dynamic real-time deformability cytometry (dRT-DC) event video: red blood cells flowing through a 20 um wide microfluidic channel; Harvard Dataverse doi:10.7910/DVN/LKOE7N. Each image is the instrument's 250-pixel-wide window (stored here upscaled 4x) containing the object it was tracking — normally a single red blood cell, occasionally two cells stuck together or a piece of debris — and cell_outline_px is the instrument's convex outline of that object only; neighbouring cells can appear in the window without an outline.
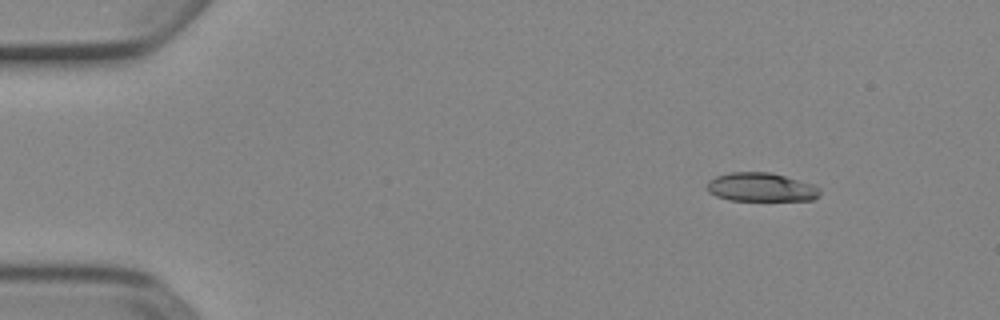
{"species": "Egyptian fruit bat (a non-hibernating species)", "species_latin": "Rousettus aegyptiacus", "temperature_condition": "cold", "stored_images_in_passage": 9, "camera_frame_rate_fps": 3000, "um_per_image_px": 0.085, "animal": {"sex": "female"}, "frame": {"image": 1, "passage_image": 1, "time_ms": 0.0, "image_size_px": [1000, 320], "cell_outline_px": [[820, 196], [812, 200], [728, 200], [716, 196], [708, 192], [704, 188], [708, 180], [716, 176], [732, 172], [772, 172], [812, 184], [820, 188]], "centroid_in_image_um": [64.65, 15.91], "position_along_channel_um": 20.3, "area_um2": 19.07}}
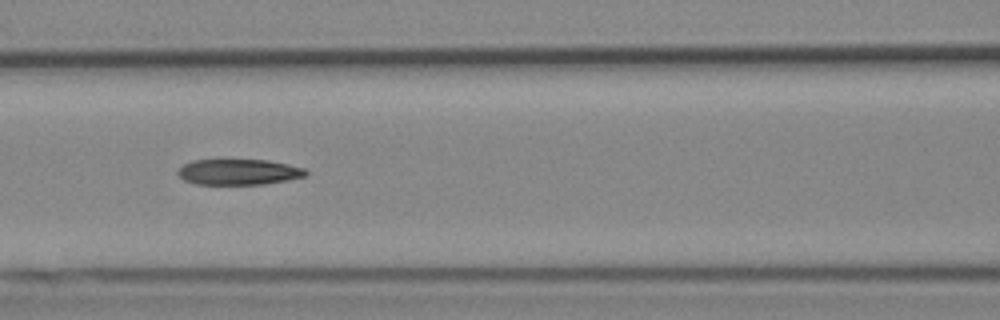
{"frame": {"image": 2, "passage_image": 6, "time_ms": 1.667, "image_size_px": [1000, 320], "cell_outline_px": [[308, 172], [304, 176], [288, 180], [264, 184], [196, 184], [184, 180], [176, 172], [184, 164], [192, 160], [268, 160], [288, 164], [304, 168]], "centroid_in_image_um": [20.28, 14.61], "position_along_channel_um": 146.3, "area_um2": 19.07}}
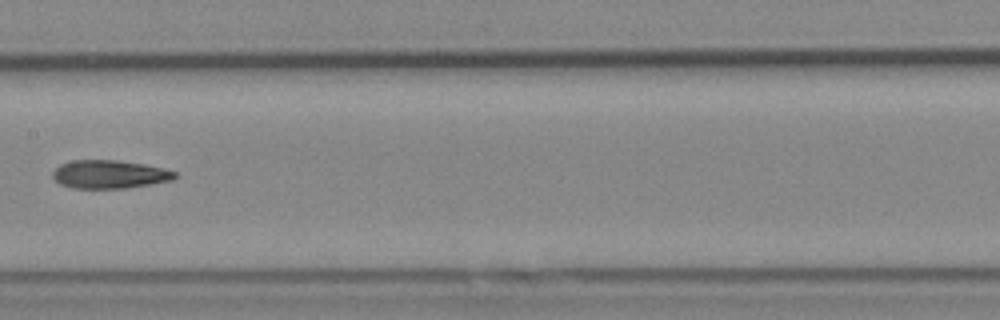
{"frame": {"image": 3, "passage_image": 7, "time_ms": 2.0, "image_size_px": [1000, 320], "cell_outline_px": [[176, 176], [172, 180], [124, 188], [72, 188], [60, 184], [52, 176], [52, 172], [60, 164], [72, 160], [116, 160], [144, 164], [164, 168], [176, 172]], "centroid_in_image_um": [9.28, 14.81], "position_along_channel_um": 198.1, "area_um2": 20.0}}